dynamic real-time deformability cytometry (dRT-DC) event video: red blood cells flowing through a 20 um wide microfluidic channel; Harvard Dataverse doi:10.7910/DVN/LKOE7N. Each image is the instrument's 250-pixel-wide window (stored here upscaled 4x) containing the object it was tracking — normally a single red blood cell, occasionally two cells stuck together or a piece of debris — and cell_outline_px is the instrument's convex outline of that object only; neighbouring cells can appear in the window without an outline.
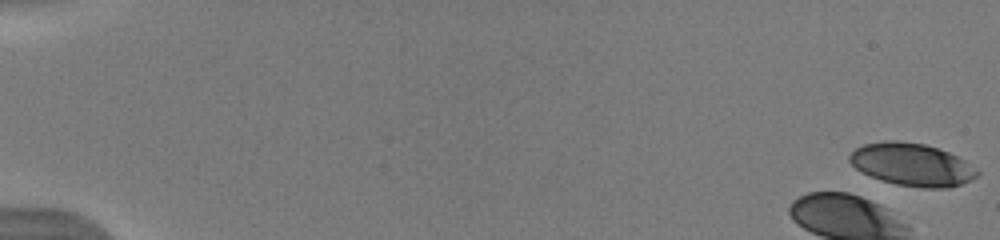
{"species": "human", "species_latin": "Homo sapiens", "temperature_condition": "warm", "stored_images_in_passage": 7, "camera_frame_rate_fps": 3000, "um_per_image_px": 0.085, "donor": {"sex": "male"}, "frame": {"image": 1, "passage_image": 1, "time_ms": 0.0, "image_size_px": [1000, 240], "cell_outline_px": [[980, 172], [972, 180], [948, 188], [920, 188], [896, 184], [880, 180], [860, 172], [848, 160], [848, 156], [856, 148], [864, 144], [884, 140], [896, 140], [924, 144], [948, 152], [964, 160], [976, 168]], "centroid_in_image_um": [77.5, 13.99], "position_along_channel_um": 7.5, "area_um2": 31.79}}